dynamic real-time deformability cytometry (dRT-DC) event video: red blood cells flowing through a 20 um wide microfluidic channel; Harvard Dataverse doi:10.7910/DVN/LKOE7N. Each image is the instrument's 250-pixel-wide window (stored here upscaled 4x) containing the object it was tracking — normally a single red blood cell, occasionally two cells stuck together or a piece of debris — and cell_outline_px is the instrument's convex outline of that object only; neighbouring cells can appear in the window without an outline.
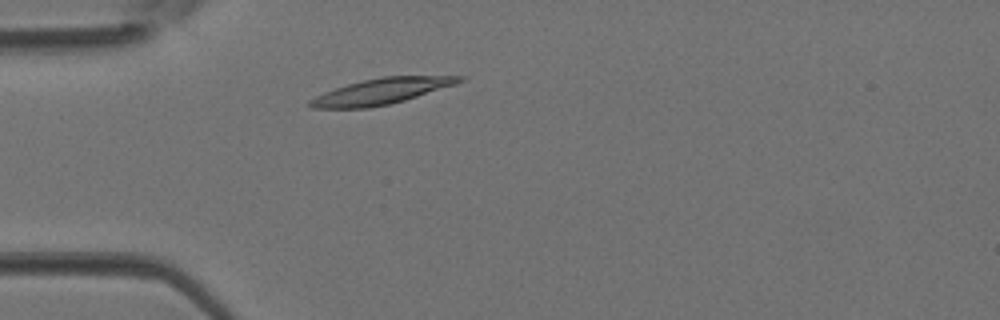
{"species": "Egyptian fruit bat (a non-hibernating species)", "species_latin": "Rousettus aegyptiacus", "temperature_condition": "room temperature", "stored_images_in_passage": 3, "camera_frame_rate_fps": 3000, "um_per_image_px": 0.085, "animal": {"sex": "female"}, "frame": {"image": 1, "passage_image": 3, "time_ms": 0.667, "image_size_px": [1000, 320], "cell_outline_px": [[464, 80], [456, 84], [404, 100], [388, 104], [368, 108], [312, 108], [304, 104], [308, 100], [324, 92], [348, 84], [364, 80], [384, 76], [464, 76]], "centroid_in_image_um": [32.36, 7.77], "position_along_channel_um": 52.6, "area_um2": 22.25}}